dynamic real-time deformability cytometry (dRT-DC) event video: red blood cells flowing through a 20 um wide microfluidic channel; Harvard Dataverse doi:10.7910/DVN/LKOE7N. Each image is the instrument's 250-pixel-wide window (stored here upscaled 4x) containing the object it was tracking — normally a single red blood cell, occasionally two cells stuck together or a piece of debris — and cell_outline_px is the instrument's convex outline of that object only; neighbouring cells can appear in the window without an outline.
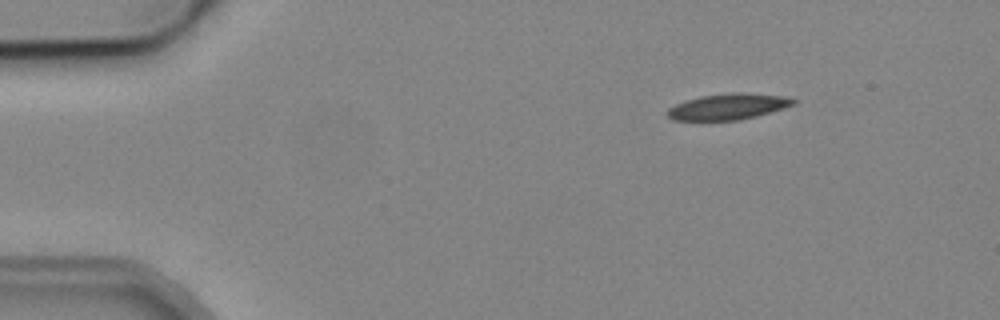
{"species": "common noctule bat (a hibernating species)", "species_latin": "Nyctalus noctula", "temperature_condition": "cold", "stored_images_in_passage": 4, "camera_frame_rate_fps": 3000, "um_per_image_px": 0.085, "animal": {"sex": "male", "body_mass_g": 19.2, "forearm_length_mm": 51.8}, "frame": {"image": 1, "passage_image": 1, "time_ms": 0.0, "image_size_px": [1000, 320], "cell_outline_px": [[800, 100], [796, 104], [784, 108], [756, 116], [740, 120], [672, 120], [664, 112], [668, 108], [676, 104], [700, 96], [732, 92], [744, 92], [784, 96]], "centroid_in_image_um": [61.92, 9.05], "position_along_channel_um": 23.1, "area_um2": 19.25}}